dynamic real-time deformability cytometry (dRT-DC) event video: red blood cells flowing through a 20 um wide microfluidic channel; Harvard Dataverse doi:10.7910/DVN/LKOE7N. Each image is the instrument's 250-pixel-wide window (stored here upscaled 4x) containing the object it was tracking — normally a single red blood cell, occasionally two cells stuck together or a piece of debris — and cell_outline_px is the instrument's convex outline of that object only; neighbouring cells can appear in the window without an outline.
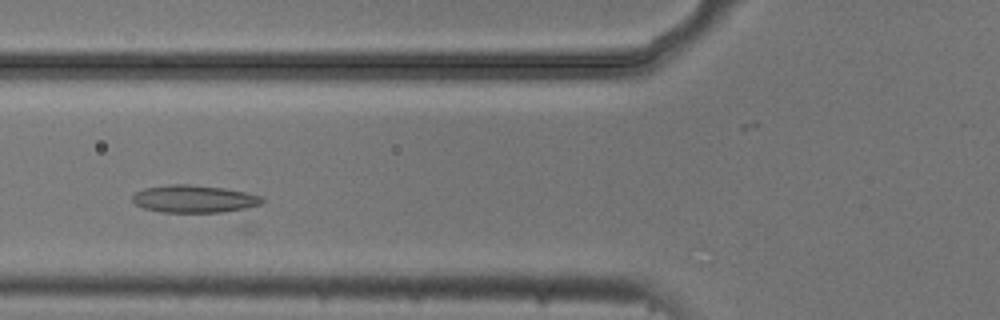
{"species": "common noctule bat (a hibernating species)", "species_latin": "Nyctalus noctula", "temperature_condition": "cold", "stored_images_in_passage": 4, "camera_frame_rate_fps": 3000, "um_per_image_px": 0.085, "animal": {"sex": "male", "body_mass_g": 20.5, "forearm_length_mm": 52.5}, "frame": {"image": 1, "passage_image": 3, "time_ms": 0.667, "image_size_px": [1000, 320], "cell_outline_px": [[264, 200], [260, 204], [244, 208], [220, 212], [160, 212], [144, 208], [136, 204], [132, 200], [132, 196], [136, 192], [144, 188], [168, 184], [188, 184], [224, 188], [264, 196]], "centroid_in_image_um": [16.48, 16.9], "position_along_channel_um": 109.3, "area_um2": 20.69}}
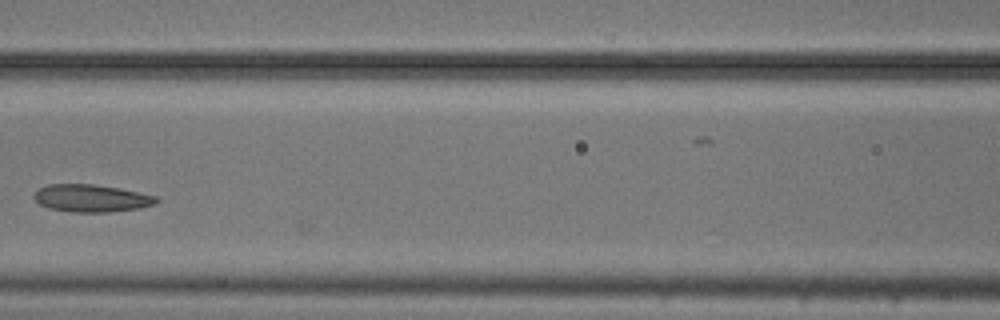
{"frame": {"image": 2, "passage_image": 4, "time_ms": 1.0, "image_size_px": [1000, 320], "cell_outline_px": [[160, 200], [156, 204], [140, 208], [108, 212], [72, 212], [48, 208], [40, 204], [32, 196], [40, 188], [48, 184], [92, 184], [120, 188], [156, 196]], "centroid_in_image_um": [7.78, 16.85], "position_along_channel_um": 158.8, "area_um2": 19.59}}